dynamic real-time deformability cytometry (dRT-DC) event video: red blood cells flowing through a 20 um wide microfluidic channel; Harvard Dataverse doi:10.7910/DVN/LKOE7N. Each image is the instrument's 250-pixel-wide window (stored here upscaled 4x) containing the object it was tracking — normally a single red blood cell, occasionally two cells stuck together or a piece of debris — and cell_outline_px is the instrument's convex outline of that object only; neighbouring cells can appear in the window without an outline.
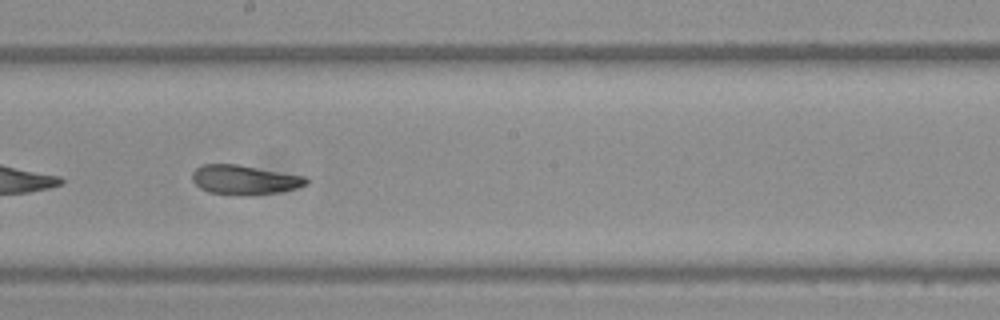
{"species": "Egyptian fruit bat (a non-hibernating species)", "species_latin": "Rousettus aegyptiacus", "temperature_condition": "warm", "stored_images_in_passage": 52, "camera_frame_rate_fps": 3000, "um_per_image_px": 0.085, "frame": {"image": 1, "passage_image": 30, "time_ms": 9.667, "image_size_px": [1000, 320], "cell_outline_px": [[308, 184], [296, 188], [280, 192], [208, 192], [200, 188], [192, 180], [192, 172], [196, 168], [204, 164], [236, 164], [304, 176], [308, 180]], "centroid_in_image_um": [20.77, 15.23], "position_along_channel_um": 227.4, "area_um2": 18.5}}
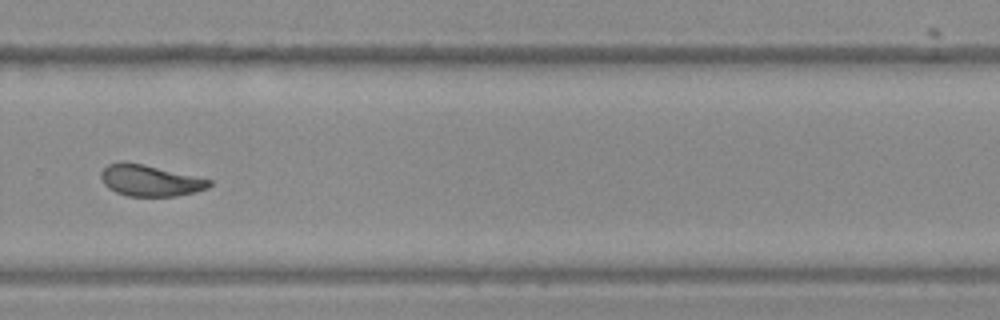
{"frame": {"image": 2, "passage_image": 37, "time_ms": 12.0, "image_size_px": [1000, 320], "cell_outline_px": [[212, 184], [208, 188], [196, 192], [176, 196], [128, 196], [116, 192], [108, 188], [104, 184], [100, 176], [100, 172], [108, 164], [120, 160], [124, 160], [144, 164], [212, 180]], "centroid_in_image_um": [12.73, 15.33], "position_along_channel_um": 317.1, "area_um2": 19.94}, "authors_computed_cell_mechanics": {"area_um2": 20.4901, "velocity_mm_per_s": 3.8472, "shape_relaxation_time_tau1_ms": null, "shape_relaxation_time_tau2_ms": 2.0571, "deformation_change_tau1": null, "deformation_change_tau2": 0.093}}